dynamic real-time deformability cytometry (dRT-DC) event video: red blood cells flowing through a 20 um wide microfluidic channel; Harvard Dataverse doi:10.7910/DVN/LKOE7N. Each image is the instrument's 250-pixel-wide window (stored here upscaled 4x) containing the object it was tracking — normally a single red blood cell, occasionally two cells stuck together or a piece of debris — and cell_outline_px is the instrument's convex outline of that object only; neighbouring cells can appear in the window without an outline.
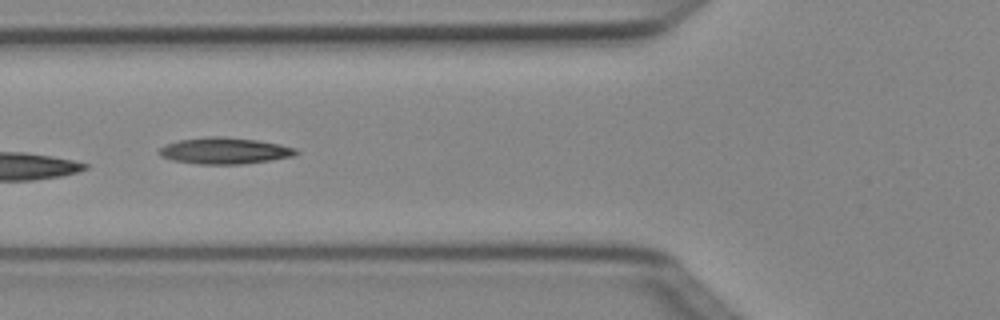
{"species": "Egyptian fruit bat (a non-hibernating species)", "species_latin": "Rousettus aegyptiacus", "temperature_condition": "cold", "stored_images_in_passage": 6, "camera_frame_rate_fps": 3000, "um_per_image_px": 0.085, "animal": {"sex": "female"}, "frame": {"image": 1, "passage_image": 6, "time_ms": 1.667, "image_size_px": [1000, 320], "cell_outline_px": [[300, 152], [296, 156], [272, 160], [240, 164], [196, 164], [172, 160], [160, 156], [156, 152], [160, 148], [168, 144], [180, 140], [208, 136], [224, 136], [256, 140], [280, 144], [296, 148]], "centroid_in_image_um": [19.12, 12.82], "position_along_channel_um": 106.7, "area_um2": 21.21}}